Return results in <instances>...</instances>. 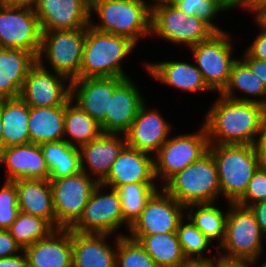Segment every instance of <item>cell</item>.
<instances>
[{
    "label": "cell",
    "instance_id": "cell-17",
    "mask_svg": "<svg viewBox=\"0 0 266 267\" xmlns=\"http://www.w3.org/2000/svg\"><path fill=\"white\" fill-rule=\"evenodd\" d=\"M121 77L77 78L71 81V100L99 124L109 112L114 89L124 80Z\"/></svg>",
    "mask_w": 266,
    "mask_h": 267
},
{
    "label": "cell",
    "instance_id": "cell-21",
    "mask_svg": "<svg viewBox=\"0 0 266 267\" xmlns=\"http://www.w3.org/2000/svg\"><path fill=\"white\" fill-rule=\"evenodd\" d=\"M126 145L125 134L102 133L98 138L78 148L81 155L82 171L92 178L94 175L96 181L101 183L109 174L114 161Z\"/></svg>",
    "mask_w": 266,
    "mask_h": 267
},
{
    "label": "cell",
    "instance_id": "cell-37",
    "mask_svg": "<svg viewBox=\"0 0 266 267\" xmlns=\"http://www.w3.org/2000/svg\"><path fill=\"white\" fill-rule=\"evenodd\" d=\"M185 217L181 220L176 231L179 243L181 245L182 251L186 258L195 259H218L217 255L212 258V256H203L204 251L210 247L212 242L192 223L191 220L184 223Z\"/></svg>",
    "mask_w": 266,
    "mask_h": 267
},
{
    "label": "cell",
    "instance_id": "cell-28",
    "mask_svg": "<svg viewBox=\"0 0 266 267\" xmlns=\"http://www.w3.org/2000/svg\"><path fill=\"white\" fill-rule=\"evenodd\" d=\"M65 105L55 107H29L28 131L30 142L64 140Z\"/></svg>",
    "mask_w": 266,
    "mask_h": 267
},
{
    "label": "cell",
    "instance_id": "cell-49",
    "mask_svg": "<svg viewBox=\"0 0 266 267\" xmlns=\"http://www.w3.org/2000/svg\"><path fill=\"white\" fill-rule=\"evenodd\" d=\"M221 7L226 10H233L239 7L252 11V0H219Z\"/></svg>",
    "mask_w": 266,
    "mask_h": 267
},
{
    "label": "cell",
    "instance_id": "cell-32",
    "mask_svg": "<svg viewBox=\"0 0 266 267\" xmlns=\"http://www.w3.org/2000/svg\"><path fill=\"white\" fill-rule=\"evenodd\" d=\"M235 90L244 92L249 98L243 96L239 97V95H237V97L234 94ZM220 94L231 100L252 101L266 106V88L263 82L258 79L256 74L252 72L250 67L242 59H237L234 62L229 82ZM251 96L253 97L250 98Z\"/></svg>",
    "mask_w": 266,
    "mask_h": 267
},
{
    "label": "cell",
    "instance_id": "cell-36",
    "mask_svg": "<svg viewBox=\"0 0 266 267\" xmlns=\"http://www.w3.org/2000/svg\"><path fill=\"white\" fill-rule=\"evenodd\" d=\"M156 183H128L119 186L124 221L131 226L139 217L147 200L158 190Z\"/></svg>",
    "mask_w": 266,
    "mask_h": 267
},
{
    "label": "cell",
    "instance_id": "cell-2",
    "mask_svg": "<svg viewBox=\"0 0 266 267\" xmlns=\"http://www.w3.org/2000/svg\"><path fill=\"white\" fill-rule=\"evenodd\" d=\"M218 169L221 195L236 203L246 192L248 183L265 162L253 144H209Z\"/></svg>",
    "mask_w": 266,
    "mask_h": 267
},
{
    "label": "cell",
    "instance_id": "cell-30",
    "mask_svg": "<svg viewBox=\"0 0 266 267\" xmlns=\"http://www.w3.org/2000/svg\"><path fill=\"white\" fill-rule=\"evenodd\" d=\"M128 237L139 242L157 267H175L186 259L176 232Z\"/></svg>",
    "mask_w": 266,
    "mask_h": 267
},
{
    "label": "cell",
    "instance_id": "cell-25",
    "mask_svg": "<svg viewBox=\"0 0 266 267\" xmlns=\"http://www.w3.org/2000/svg\"><path fill=\"white\" fill-rule=\"evenodd\" d=\"M145 69L155 80L190 93L212 91L194 64L179 61L147 62Z\"/></svg>",
    "mask_w": 266,
    "mask_h": 267
},
{
    "label": "cell",
    "instance_id": "cell-27",
    "mask_svg": "<svg viewBox=\"0 0 266 267\" xmlns=\"http://www.w3.org/2000/svg\"><path fill=\"white\" fill-rule=\"evenodd\" d=\"M21 212L41 217L55 228L52 190L48 179L14 180Z\"/></svg>",
    "mask_w": 266,
    "mask_h": 267
},
{
    "label": "cell",
    "instance_id": "cell-29",
    "mask_svg": "<svg viewBox=\"0 0 266 267\" xmlns=\"http://www.w3.org/2000/svg\"><path fill=\"white\" fill-rule=\"evenodd\" d=\"M4 147L30 143L29 106L20 98L0 100Z\"/></svg>",
    "mask_w": 266,
    "mask_h": 267
},
{
    "label": "cell",
    "instance_id": "cell-23",
    "mask_svg": "<svg viewBox=\"0 0 266 267\" xmlns=\"http://www.w3.org/2000/svg\"><path fill=\"white\" fill-rule=\"evenodd\" d=\"M23 251L28 267H72V230L56 229Z\"/></svg>",
    "mask_w": 266,
    "mask_h": 267
},
{
    "label": "cell",
    "instance_id": "cell-15",
    "mask_svg": "<svg viewBox=\"0 0 266 267\" xmlns=\"http://www.w3.org/2000/svg\"><path fill=\"white\" fill-rule=\"evenodd\" d=\"M186 207L162 187L147 200L139 217L130 226V235H153L176 232L185 217Z\"/></svg>",
    "mask_w": 266,
    "mask_h": 267
},
{
    "label": "cell",
    "instance_id": "cell-46",
    "mask_svg": "<svg viewBox=\"0 0 266 267\" xmlns=\"http://www.w3.org/2000/svg\"><path fill=\"white\" fill-rule=\"evenodd\" d=\"M219 261V259L186 258L184 261L178 263L175 267H214Z\"/></svg>",
    "mask_w": 266,
    "mask_h": 267
},
{
    "label": "cell",
    "instance_id": "cell-22",
    "mask_svg": "<svg viewBox=\"0 0 266 267\" xmlns=\"http://www.w3.org/2000/svg\"><path fill=\"white\" fill-rule=\"evenodd\" d=\"M0 165H5L7 178L14 181L20 179H49V168L40 145L27 143L6 147L0 153Z\"/></svg>",
    "mask_w": 266,
    "mask_h": 267
},
{
    "label": "cell",
    "instance_id": "cell-48",
    "mask_svg": "<svg viewBox=\"0 0 266 267\" xmlns=\"http://www.w3.org/2000/svg\"><path fill=\"white\" fill-rule=\"evenodd\" d=\"M256 146L266 162V106L262 112L260 135Z\"/></svg>",
    "mask_w": 266,
    "mask_h": 267
},
{
    "label": "cell",
    "instance_id": "cell-35",
    "mask_svg": "<svg viewBox=\"0 0 266 267\" xmlns=\"http://www.w3.org/2000/svg\"><path fill=\"white\" fill-rule=\"evenodd\" d=\"M8 230L24 250L34 242L47 238L56 229L47 220L20 211Z\"/></svg>",
    "mask_w": 266,
    "mask_h": 267
},
{
    "label": "cell",
    "instance_id": "cell-34",
    "mask_svg": "<svg viewBox=\"0 0 266 267\" xmlns=\"http://www.w3.org/2000/svg\"><path fill=\"white\" fill-rule=\"evenodd\" d=\"M215 203L190 204L186 206L188 220L198 228L211 242H223L228 212H223ZM197 209L194 211V209Z\"/></svg>",
    "mask_w": 266,
    "mask_h": 267
},
{
    "label": "cell",
    "instance_id": "cell-3",
    "mask_svg": "<svg viewBox=\"0 0 266 267\" xmlns=\"http://www.w3.org/2000/svg\"><path fill=\"white\" fill-rule=\"evenodd\" d=\"M228 205L225 236L221 245L217 246L220 255L218 259L223 263L252 267L263 253V239L266 240V236L262 233L250 207L237 203Z\"/></svg>",
    "mask_w": 266,
    "mask_h": 267
},
{
    "label": "cell",
    "instance_id": "cell-42",
    "mask_svg": "<svg viewBox=\"0 0 266 267\" xmlns=\"http://www.w3.org/2000/svg\"><path fill=\"white\" fill-rule=\"evenodd\" d=\"M19 252H23V250L11 236L9 230L0 229V259L18 255Z\"/></svg>",
    "mask_w": 266,
    "mask_h": 267
},
{
    "label": "cell",
    "instance_id": "cell-24",
    "mask_svg": "<svg viewBox=\"0 0 266 267\" xmlns=\"http://www.w3.org/2000/svg\"><path fill=\"white\" fill-rule=\"evenodd\" d=\"M110 236L72 231V267H116L117 236L116 248L106 242Z\"/></svg>",
    "mask_w": 266,
    "mask_h": 267
},
{
    "label": "cell",
    "instance_id": "cell-26",
    "mask_svg": "<svg viewBox=\"0 0 266 267\" xmlns=\"http://www.w3.org/2000/svg\"><path fill=\"white\" fill-rule=\"evenodd\" d=\"M36 62L26 50L0 48V100L20 96L28 71Z\"/></svg>",
    "mask_w": 266,
    "mask_h": 267
},
{
    "label": "cell",
    "instance_id": "cell-1",
    "mask_svg": "<svg viewBox=\"0 0 266 267\" xmlns=\"http://www.w3.org/2000/svg\"><path fill=\"white\" fill-rule=\"evenodd\" d=\"M207 111L203 125L209 144H253L260 135L263 104L236 101L219 94Z\"/></svg>",
    "mask_w": 266,
    "mask_h": 267
},
{
    "label": "cell",
    "instance_id": "cell-16",
    "mask_svg": "<svg viewBox=\"0 0 266 267\" xmlns=\"http://www.w3.org/2000/svg\"><path fill=\"white\" fill-rule=\"evenodd\" d=\"M35 12L42 31L87 28L92 18L88 0H39Z\"/></svg>",
    "mask_w": 266,
    "mask_h": 267
},
{
    "label": "cell",
    "instance_id": "cell-7",
    "mask_svg": "<svg viewBox=\"0 0 266 267\" xmlns=\"http://www.w3.org/2000/svg\"><path fill=\"white\" fill-rule=\"evenodd\" d=\"M151 5V35L190 48L209 39L216 31L198 16H190L167 0Z\"/></svg>",
    "mask_w": 266,
    "mask_h": 267
},
{
    "label": "cell",
    "instance_id": "cell-19",
    "mask_svg": "<svg viewBox=\"0 0 266 267\" xmlns=\"http://www.w3.org/2000/svg\"><path fill=\"white\" fill-rule=\"evenodd\" d=\"M131 78H125L110 98L109 112L100 123L103 133L125 134L132 125L145 98Z\"/></svg>",
    "mask_w": 266,
    "mask_h": 267
},
{
    "label": "cell",
    "instance_id": "cell-52",
    "mask_svg": "<svg viewBox=\"0 0 266 267\" xmlns=\"http://www.w3.org/2000/svg\"><path fill=\"white\" fill-rule=\"evenodd\" d=\"M266 4V0H252V13L257 11L263 5Z\"/></svg>",
    "mask_w": 266,
    "mask_h": 267
},
{
    "label": "cell",
    "instance_id": "cell-51",
    "mask_svg": "<svg viewBox=\"0 0 266 267\" xmlns=\"http://www.w3.org/2000/svg\"><path fill=\"white\" fill-rule=\"evenodd\" d=\"M256 24L266 31V4L254 12Z\"/></svg>",
    "mask_w": 266,
    "mask_h": 267
},
{
    "label": "cell",
    "instance_id": "cell-40",
    "mask_svg": "<svg viewBox=\"0 0 266 267\" xmlns=\"http://www.w3.org/2000/svg\"><path fill=\"white\" fill-rule=\"evenodd\" d=\"M0 189V229L8 230L20 213L14 181L5 180Z\"/></svg>",
    "mask_w": 266,
    "mask_h": 267
},
{
    "label": "cell",
    "instance_id": "cell-39",
    "mask_svg": "<svg viewBox=\"0 0 266 267\" xmlns=\"http://www.w3.org/2000/svg\"><path fill=\"white\" fill-rule=\"evenodd\" d=\"M179 10L190 16H198L206 21L216 32H222L213 23L214 18L219 12L225 10L221 7L219 0H167Z\"/></svg>",
    "mask_w": 266,
    "mask_h": 267
},
{
    "label": "cell",
    "instance_id": "cell-13",
    "mask_svg": "<svg viewBox=\"0 0 266 267\" xmlns=\"http://www.w3.org/2000/svg\"><path fill=\"white\" fill-rule=\"evenodd\" d=\"M42 29L35 10L0 4V48L23 49L36 58Z\"/></svg>",
    "mask_w": 266,
    "mask_h": 267
},
{
    "label": "cell",
    "instance_id": "cell-11",
    "mask_svg": "<svg viewBox=\"0 0 266 267\" xmlns=\"http://www.w3.org/2000/svg\"><path fill=\"white\" fill-rule=\"evenodd\" d=\"M230 38L226 31L215 32L209 39L188 48L207 86L219 93L227 86L232 66L237 60V57H232L234 44Z\"/></svg>",
    "mask_w": 266,
    "mask_h": 267
},
{
    "label": "cell",
    "instance_id": "cell-8",
    "mask_svg": "<svg viewBox=\"0 0 266 267\" xmlns=\"http://www.w3.org/2000/svg\"><path fill=\"white\" fill-rule=\"evenodd\" d=\"M85 36L86 28L42 31L37 61L46 58L54 72L67 77L70 81L80 78Z\"/></svg>",
    "mask_w": 266,
    "mask_h": 267
},
{
    "label": "cell",
    "instance_id": "cell-4",
    "mask_svg": "<svg viewBox=\"0 0 266 267\" xmlns=\"http://www.w3.org/2000/svg\"><path fill=\"white\" fill-rule=\"evenodd\" d=\"M151 5L145 0H92L90 15L95 12L100 23H93L90 19L89 26L138 43L139 39L151 35Z\"/></svg>",
    "mask_w": 266,
    "mask_h": 267
},
{
    "label": "cell",
    "instance_id": "cell-38",
    "mask_svg": "<svg viewBox=\"0 0 266 267\" xmlns=\"http://www.w3.org/2000/svg\"><path fill=\"white\" fill-rule=\"evenodd\" d=\"M116 251V267H157L139 242L128 235L118 233Z\"/></svg>",
    "mask_w": 266,
    "mask_h": 267
},
{
    "label": "cell",
    "instance_id": "cell-10",
    "mask_svg": "<svg viewBox=\"0 0 266 267\" xmlns=\"http://www.w3.org/2000/svg\"><path fill=\"white\" fill-rule=\"evenodd\" d=\"M196 133L169 137L154 156L156 180L164 185L173 175L199 160L208 152L209 140L203 124Z\"/></svg>",
    "mask_w": 266,
    "mask_h": 267
},
{
    "label": "cell",
    "instance_id": "cell-54",
    "mask_svg": "<svg viewBox=\"0 0 266 267\" xmlns=\"http://www.w3.org/2000/svg\"><path fill=\"white\" fill-rule=\"evenodd\" d=\"M2 120H1V115H0V153L4 150V139H3V133H2Z\"/></svg>",
    "mask_w": 266,
    "mask_h": 267
},
{
    "label": "cell",
    "instance_id": "cell-43",
    "mask_svg": "<svg viewBox=\"0 0 266 267\" xmlns=\"http://www.w3.org/2000/svg\"><path fill=\"white\" fill-rule=\"evenodd\" d=\"M246 52L253 58L266 61V31L260 28V33L257 34L251 45L246 48Z\"/></svg>",
    "mask_w": 266,
    "mask_h": 267
},
{
    "label": "cell",
    "instance_id": "cell-18",
    "mask_svg": "<svg viewBox=\"0 0 266 267\" xmlns=\"http://www.w3.org/2000/svg\"><path fill=\"white\" fill-rule=\"evenodd\" d=\"M144 102L137 115L125 133L127 145L133 149L143 151L152 155L156 154L163 143L170 137L171 124L153 108L150 110Z\"/></svg>",
    "mask_w": 266,
    "mask_h": 267
},
{
    "label": "cell",
    "instance_id": "cell-14",
    "mask_svg": "<svg viewBox=\"0 0 266 267\" xmlns=\"http://www.w3.org/2000/svg\"><path fill=\"white\" fill-rule=\"evenodd\" d=\"M43 63L37 61L29 69L19 97L29 107L63 106L71 97V81L56 72L52 74Z\"/></svg>",
    "mask_w": 266,
    "mask_h": 267
},
{
    "label": "cell",
    "instance_id": "cell-6",
    "mask_svg": "<svg viewBox=\"0 0 266 267\" xmlns=\"http://www.w3.org/2000/svg\"><path fill=\"white\" fill-rule=\"evenodd\" d=\"M160 187L185 207L216 203L221 196L217 165L209 151Z\"/></svg>",
    "mask_w": 266,
    "mask_h": 267
},
{
    "label": "cell",
    "instance_id": "cell-50",
    "mask_svg": "<svg viewBox=\"0 0 266 267\" xmlns=\"http://www.w3.org/2000/svg\"><path fill=\"white\" fill-rule=\"evenodd\" d=\"M39 0H0V4L19 7V8H29L35 10L38 5Z\"/></svg>",
    "mask_w": 266,
    "mask_h": 267
},
{
    "label": "cell",
    "instance_id": "cell-9",
    "mask_svg": "<svg viewBox=\"0 0 266 267\" xmlns=\"http://www.w3.org/2000/svg\"><path fill=\"white\" fill-rule=\"evenodd\" d=\"M48 180L52 190L55 229H70L81 217L93 190L99 183L84 171Z\"/></svg>",
    "mask_w": 266,
    "mask_h": 267
},
{
    "label": "cell",
    "instance_id": "cell-31",
    "mask_svg": "<svg viewBox=\"0 0 266 267\" xmlns=\"http://www.w3.org/2000/svg\"><path fill=\"white\" fill-rule=\"evenodd\" d=\"M40 146L49 168V179H59L82 171L78 147L68 144L65 140L45 142Z\"/></svg>",
    "mask_w": 266,
    "mask_h": 267
},
{
    "label": "cell",
    "instance_id": "cell-45",
    "mask_svg": "<svg viewBox=\"0 0 266 267\" xmlns=\"http://www.w3.org/2000/svg\"><path fill=\"white\" fill-rule=\"evenodd\" d=\"M250 209L253 211L262 233L266 236V200L251 205Z\"/></svg>",
    "mask_w": 266,
    "mask_h": 267
},
{
    "label": "cell",
    "instance_id": "cell-55",
    "mask_svg": "<svg viewBox=\"0 0 266 267\" xmlns=\"http://www.w3.org/2000/svg\"><path fill=\"white\" fill-rule=\"evenodd\" d=\"M261 267H266V262L264 264H262Z\"/></svg>",
    "mask_w": 266,
    "mask_h": 267
},
{
    "label": "cell",
    "instance_id": "cell-33",
    "mask_svg": "<svg viewBox=\"0 0 266 267\" xmlns=\"http://www.w3.org/2000/svg\"><path fill=\"white\" fill-rule=\"evenodd\" d=\"M73 102L70 99L65 104L64 140L68 144L79 148L98 138L103 132L100 124L78 105H73ZM68 137H71V139Z\"/></svg>",
    "mask_w": 266,
    "mask_h": 267
},
{
    "label": "cell",
    "instance_id": "cell-44",
    "mask_svg": "<svg viewBox=\"0 0 266 267\" xmlns=\"http://www.w3.org/2000/svg\"><path fill=\"white\" fill-rule=\"evenodd\" d=\"M243 61L250 67L253 73L256 74L259 80L263 82L266 88V61L251 57L247 52L242 55Z\"/></svg>",
    "mask_w": 266,
    "mask_h": 267
},
{
    "label": "cell",
    "instance_id": "cell-12",
    "mask_svg": "<svg viewBox=\"0 0 266 267\" xmlns=\"http://www.w3.org/2000/svg\"><path fill=\"white\" fill-rule=\"evenodd\" d=\"M99 183L93 190L79 220L70 228L74 232L94 234H116L120 226L130 228L124 221L121 199L118 191L111 188L103 193ZM102 189V190H101Z\"/></svg>",
    "mask_w": 266,
    "mask_h": 267
},
{
    "label": "cell",
    "instance_id": "cell-20",
    "mask_svg": "<svg viewBox=\"0 0 266 267\" xmlns=\"http://www.w3.org/2000/svg\"><path fill=\"white\" fill-rule=\"evenodd\" d=\"M154 156L126 145L101 182L106 189H117L128 183H155Z\"/></svg>",
    "mask_w": 266,
    "mask_h": 267
},
{
    "label": "cell",
    "instance_id": "cell-5",
    "mask_svg": "<svg viewBox=\"0 0 266 267\" xmlns=\"http://www.w3.org/2000/svg\"><path fill=\"white\" fill-rule=\"evenodd\" d=\"M137 44L122 35L104 33L86 28L80 78L121 77L129 78L122 63Z\"/></svg>",
    "mask_w": 266,
    "mask_h": 267
},
{
    "label": "cell",
    "instance_id": "cell-47",
    "mask_svg": "<svg viewBox=\"0 0 266 267\" xmlns=\"http://www.w3.org/2000/svg\"><path fill=\"white\" fill-rule=\"evenodd\" d=\"M0 267H28V261L24 251L20 255L1 258Z\"/></svg>",
    "mask_w": 266,
    "mask_h": 267
},
{
    "label": "cell",
    "instance_id": "cell-41",
    "mask_svg": "<svg viewBox=\"0 0 266 267\" xmlns=\"http://www.w3.org/2000/svg\"><path fill=\"white\" fill-rule=\"evenodd\" d=\"M263 200H266V162L254 173L248 183L246 192L236 203L250 207Z\"/></svg>",
    "mask_w": 266,
    "mask_h": 267
},
{
    "label": "cell",
    "instance_id": "cell-53",
    "mask_svg": "<svg viewBox=\"0 0 266 267\" xmlns=\"http://www.w3.org/2000/svg\"><path fill=\"white\" fill-rule=\"evenodd\" d=\"M214 267H246V265L234 264V263H223L219 261Z\"/></svg>",
    "mask_w": 266,
    "mask_h": 267
}]
</instances>
